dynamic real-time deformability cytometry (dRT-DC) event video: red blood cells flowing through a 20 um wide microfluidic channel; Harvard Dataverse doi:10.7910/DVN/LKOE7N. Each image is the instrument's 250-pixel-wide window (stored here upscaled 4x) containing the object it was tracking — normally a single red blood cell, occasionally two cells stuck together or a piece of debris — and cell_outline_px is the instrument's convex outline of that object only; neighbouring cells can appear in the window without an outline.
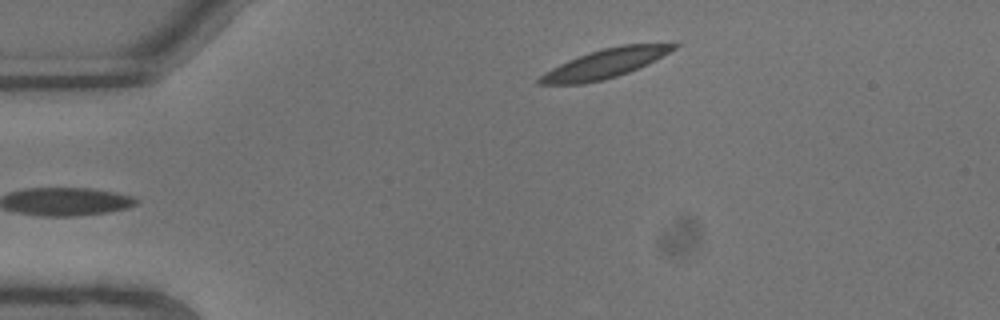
{"species": "common noctule bat (a hibernating species)", "species_latin": "Nyctalus noctula", "temperature_condition": "warm", "stored_images_in_passage": 7, "camera_frame_rate_fps": 3000, "um_per_image_px": 0.085, "animal": {"sex": "male", "body_mass_g": 13.3}, "frame": {"image": 1, "passage_image": 7, "time_ms": 2.0, "image_size_px": [1000, 320], "cell_outline_px": [[680, 44], [676, 48], [628, 72], [604, 80], [584, 84], [536, 84], [536, 80], [544, 72], [568, 60], [604, 48], [620, 44]], "centroid_in_image_um": [51.32, 5.42], "position_along_channel_um": 33.7, "area_um2": 22.02}}